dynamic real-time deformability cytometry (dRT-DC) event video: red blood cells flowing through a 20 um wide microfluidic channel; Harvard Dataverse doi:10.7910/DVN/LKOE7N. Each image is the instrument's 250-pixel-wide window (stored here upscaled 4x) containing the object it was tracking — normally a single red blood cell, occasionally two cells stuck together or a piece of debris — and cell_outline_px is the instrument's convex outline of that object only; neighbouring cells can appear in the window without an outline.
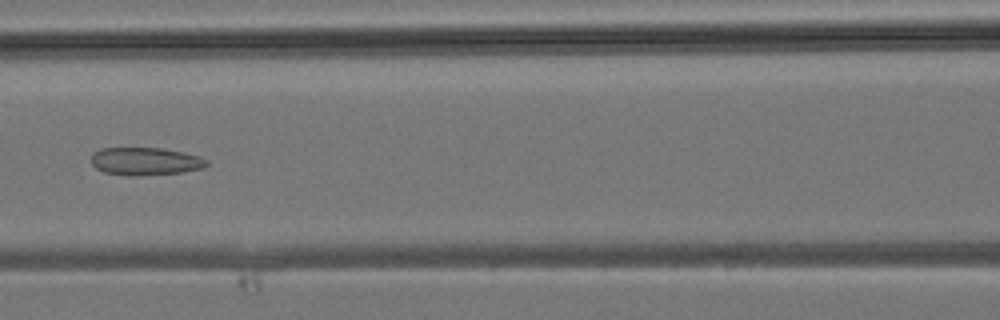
{"species": "common noctule bat (a hibernating species)", "species_latin": "Nyctalus noctula", "temperature_condition": "room temperature", "stored_images_in_passage": 37, "camera_frame_rate_fps": 3000, "um_per_image_px": 0.085, "animal": {"sex": "male", "body_mass_g": 19.2, "forearm_length_mm": 51.8}, "frame": {"image": 1, "passage_image": 17, "time_ms": 5.333, "image_size_px": [1000, 320], "cell_outline_px": [[208, 164], [204, 168], [180, 172], [136, 176], [128, 176], [104, 172], [96, 168], [92, 164], [92, 156], [100, 148], [160, 148], [184, 152], [200, 156], [208, 160]], "centroid_in_image_um": [12.38, 13.71], "position_along_channel_um": 154.2, "area_um2": 18.67}}
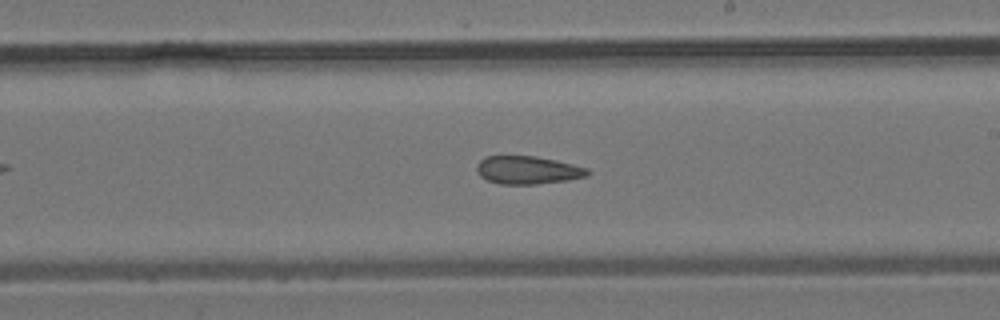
{"frame": {"image": 2, "passage_image": 22, "time_ms": 7.0, "image_size_px": [1000, 320], "cell_outline_px": [[592, 172], [588, 176], [568, 180], [536, 184], [500, 184], [488, 180], [480, 176], [476, 168], [476, 164], [484, 156], [536, 156], [556, 160], [588, 168]], "centroid_in_image_um": [44.87, 14.45], "position_along_channel_um": 244.1, "area_um2": 18.21}}
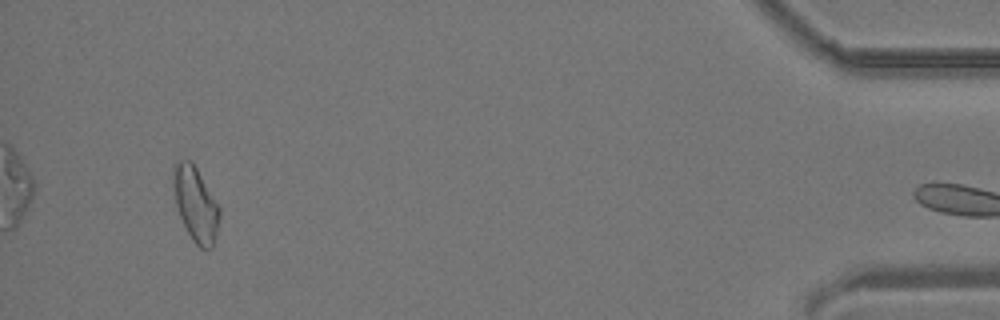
{"frame": {"image": 3, "passage_image": 36, "time_ms": 11.667, "image_size_px": [1000, 320], "cell_outline_px": [[220, 220], [216, 236], [212, 248], [200, 248], [192, 240], [176, 208], [172, 180], [172, 168], [176, 160], [192, 160], [220, 208]], "centroid_in_image_um": [16.61, 17.32], "position_along_channel_um": 418.6, "area_um2": 20.23}}